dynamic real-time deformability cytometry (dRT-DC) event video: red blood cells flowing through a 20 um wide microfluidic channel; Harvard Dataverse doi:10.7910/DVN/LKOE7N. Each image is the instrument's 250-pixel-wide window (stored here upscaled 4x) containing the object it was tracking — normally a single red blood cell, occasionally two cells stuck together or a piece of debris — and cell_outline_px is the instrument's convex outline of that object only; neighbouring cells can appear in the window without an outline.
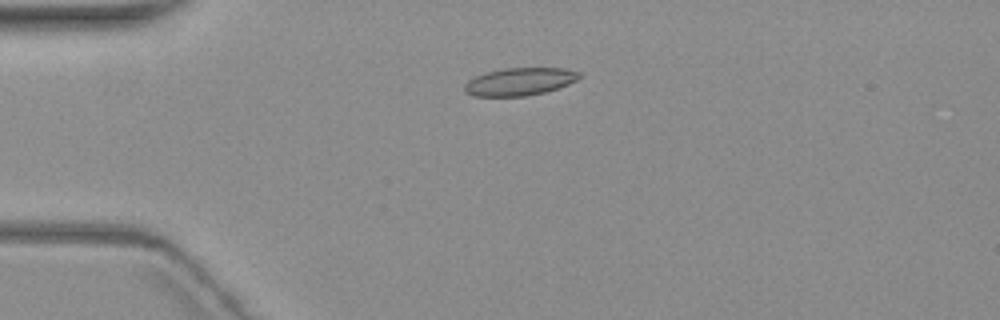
{"species": "common noctule bat (a hibernating species)", "species_latin": "Nyctalus noctula", "temperature_condition": "warm", "stored_images_in_passage": 2, "camera_frame_rate_fps": 3000, "um_per_image_px": 0.085, "animal": {"sex": "female", "body_mass_g": 19.3, "forearm_length_mm": 54.1}, "frame": {"image": 1, "passage_image": 1, "time_ms": 0.0, "image_size_px": [1000, 320], "cell_outline_px": [[580, 76], [576, 80], [568, 84], [544, 92], [524, 96], [472, 96], [464, 92], [464, 84], [468, 80], [484, 72], [504, 68], [564, 68], [580, 72]], "centroid_in_image_um": [44.12, 6.93], "position_along_channel_um": 40.9, "area_um2": 18.5}}